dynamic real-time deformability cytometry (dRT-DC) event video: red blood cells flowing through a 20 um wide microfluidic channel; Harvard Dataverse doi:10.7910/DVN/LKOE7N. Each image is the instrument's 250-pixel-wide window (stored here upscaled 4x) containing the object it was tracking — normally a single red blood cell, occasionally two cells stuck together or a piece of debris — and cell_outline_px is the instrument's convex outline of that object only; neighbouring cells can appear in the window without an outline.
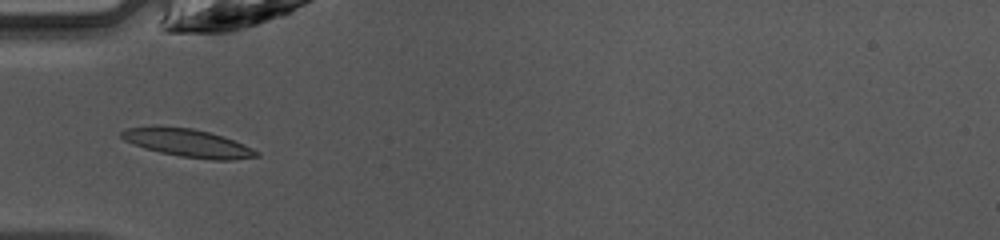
{"species": "common noctule bat (a hibernating species)", "species_latin": "Nyctalus noctula", "temperature_condition": "warm", "stored_images_in_passage": 34, "camera_frame_rate_fps": 3000, "um_per_image_px": 0.085, "animal": {"sex": "female", "body_mass_g": 10.0, "forearm_length_mm": 53.1}, "frame": {"image": 1, "passage_image": 2, "time_ms": 0.333, "image_size_px": [1000, 240], "cell_outline_px": [[260, 156], [232, 160], [212, 160], [180, 156], [160, 152], [124, 140], [120, 136], [120, 132], [124, 128], [152, 124], [160, 124], [192, 128], [224, 136], [244, 144], [260, 152]], "centroid_in_image_um": [15.94, 12.11], "position_along_channel_um": 69.1, "area_um2": 22.43}}
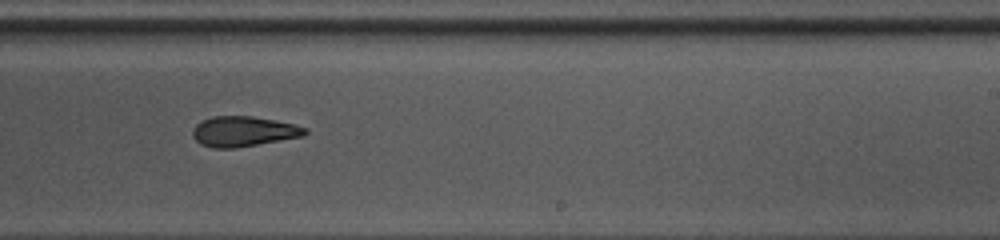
{"frame": {"image": 2, "passage_image": 16, "time_ms": 5.0, "image_size_px": [1000, 240], "cell_outline_px": [[308, 132], [304, 136], [236, 148], [212, 148], [200, 144], [192, 136], [192, 128], [200, 120], [212, 116], [252, 116], [276, 120], [308, 128]], "centroid_in_image_um": [20.67, 11.17], "position_along_channel_um": 268.3, "area_um2": 20.0}}
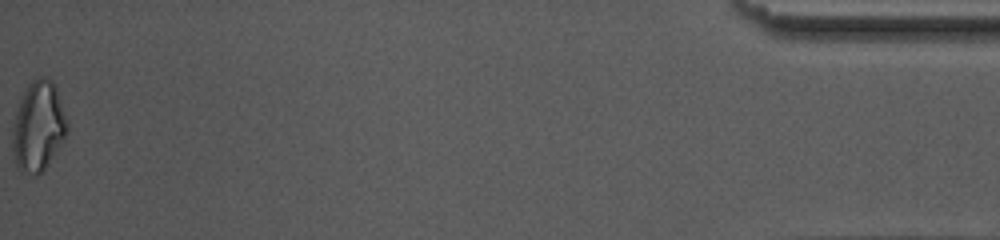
{"frame": {"image": 3, "passage_image": 34, "time_ms": 11.0, "image_size_px": [1000, 240], "cell_outline_px": [[68, 128], [60, 144], [44, 168], [36, 176], [20, 172], [16, 164], [12, 148], [12, 128], [16, 108], [24, 88], [32, 80], [40, 76], [48, 76], [52, 80], [56, 88], [68, 124]], "centroid_in_image_um": [3.21, 10.7], "position_along_channel_um": 432.0, "area_um2": 28.61}, "authors_computed_cell_mechanics": {"area_um2": 20.519, "velocity_mm_per_s": 4.2575, "shape_relaxation_time_tau1_ms": null, "shape_relaxation_time_tau2_ms": 2.5978, "deformation_change_tau1": null, "deformation_change_tau2": 0.1034}}